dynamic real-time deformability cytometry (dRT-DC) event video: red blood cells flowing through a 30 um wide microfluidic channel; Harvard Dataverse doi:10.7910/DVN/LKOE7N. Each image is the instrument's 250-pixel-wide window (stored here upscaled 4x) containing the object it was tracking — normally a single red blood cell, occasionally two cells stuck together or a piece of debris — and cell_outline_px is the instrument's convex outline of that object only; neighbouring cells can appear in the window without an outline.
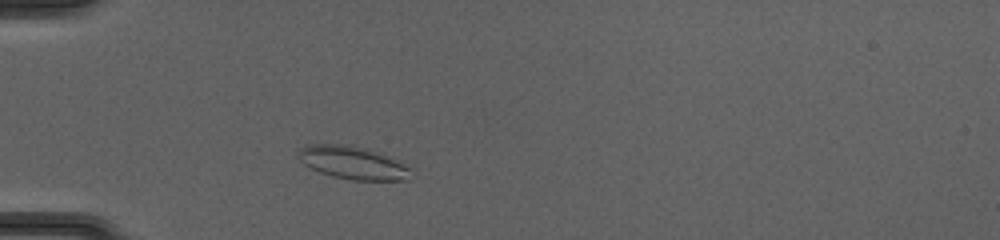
{"species": "common noctule bat (a hibernating species)", "species_latin": "Nyctalus noctula", "temperature_condition": "cold", "stored_images_in_passage": 41, "camera_frame_rate_fps": 3000, "um_per_image_px": 0.085, "animal": {"sex": "female", "body_mass_g": 20.0, "forearm_length_mm": 54.0}, "frame": {"image": 1, "passage_image": 6, "time_ms": 1.667, "image_size_px": [1000, 240], "cell_outline_px": [[408, 180], [352, 180], [332, 176], [308, 168], [296, 156], [296, 152], [300, 148], [308, 144], [352, 144], [376, 152], [408, 168]], "centroid_in_image_um": [29.82, 13.82], "position_along_channel_um": 55.2, "area_um2": 21.21}}
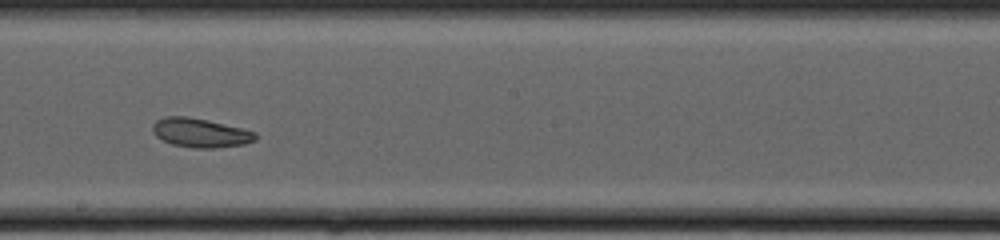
{"frame": {"image": 2, "passage_image": 20, "time_ms": 6.333, "image_size_px": [1000, 240], "cell_outline_px": [[256, 140], [244, 144], [216, 148], [192, 148], [172, 144], [156, 136], [152, 132], [152, 124], [156, 120], [164, 116], [188, 116], [208, 120], [256, 132]], "centroid_in_image_um": [17.0, 11.28], "position_along_channel_um": 231.2, "area_um2": 17.46}}
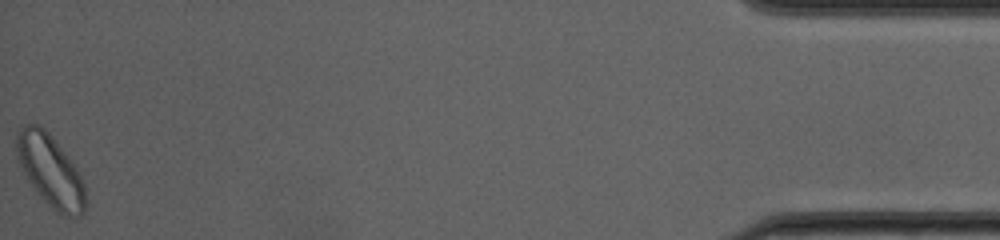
{"frame": {"image": 3, "passage_image": 41, "time_ms": 13.333, "image_size_px": [1000, 240], "cell_outline_px": [[88, 204], [84, 212], [80, 216], [68, 220], [60, 216], [40, 196], [24, 176], [16, 156], [16, 136], [20, 128], [24, 124], [40, 124], [52, 136], [68, 156], [76, 168], [84, 184]], "centroid_in_image_um": [4.3, 14.57], "position_along_channel_um": 430.9, "area_um2": 29.48}, "authors_computed_cell_mechanics": {"area_um2": 19.7676, "velocity_mm_per_s": 4.0942, "shape_relaxation_time_tau1_ms": null, "shape_relaxation_time_tau2_ms": 6.9408, "deformation_change_tau1": null, "deformation_change_tau2": 0.142}}